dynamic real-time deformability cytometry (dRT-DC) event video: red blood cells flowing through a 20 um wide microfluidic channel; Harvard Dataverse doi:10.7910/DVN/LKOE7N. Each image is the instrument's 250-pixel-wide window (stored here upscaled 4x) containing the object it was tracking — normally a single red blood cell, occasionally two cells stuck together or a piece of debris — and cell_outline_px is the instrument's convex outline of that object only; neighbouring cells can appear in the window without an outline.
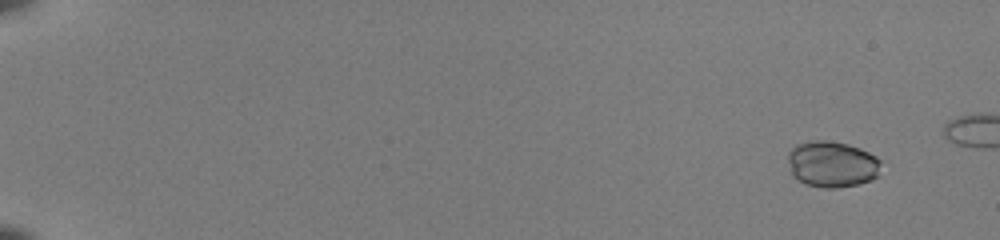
{"species": "common noctule bat (a hibernating species)", "species_latin": "Nyctalus noctula", "temperature_condition": "room temperature", "stored_images_in_passage": 10, "camera_frame_rate_fps": 3000, "um_per_image_px": 0.085, "animal": {"sex": "female", "body_mass_g": 22.0, "forearm_length_mm": 56.7}, "frame": {"image": 1, "passage_image": 4, "time_ms": 1.0, "image_size_px": [1000, 240], "cell_outline_px": [[880, 164], [876, 176], [868, 180], [856, 184], [836, 188], [824, 188], [804, 184], [796, 180], [792, 176], [788, 160], [788, 152], [796, 144], [816, 140], [828, 140], [848, 144], [860, 148], [876, 156], [880, 160]], "centroid_in_image_um": [70.67, 13.95], "position_along_channel_um": 14.3, "area_um2": 25.03}}